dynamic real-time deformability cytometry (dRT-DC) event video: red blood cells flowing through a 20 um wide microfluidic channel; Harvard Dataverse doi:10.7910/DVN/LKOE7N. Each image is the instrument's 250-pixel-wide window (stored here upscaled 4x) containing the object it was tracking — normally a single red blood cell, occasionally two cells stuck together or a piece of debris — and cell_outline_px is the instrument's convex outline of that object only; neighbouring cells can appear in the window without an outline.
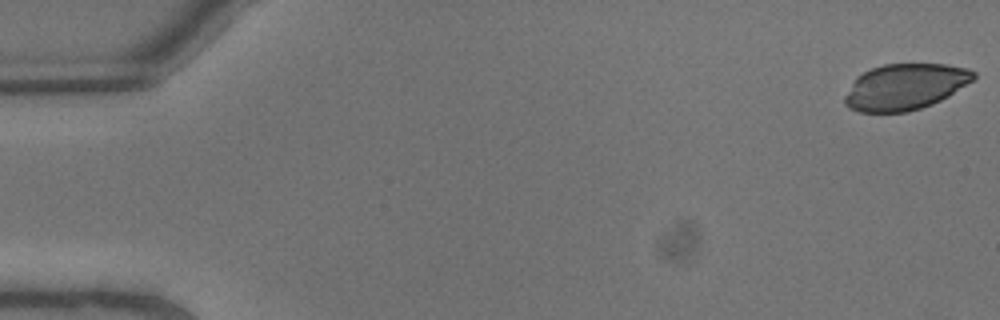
{"species": "common noctule bat (a hibernating species)", "species_latin": "Nyctalus noctula", "temperature_condition": "warm", "stored_images_in_passage": 7, "camera_frame_rate_fps": 3000, "um_per_image_px": 0.085, "animal": {"sex": "male", "body_mass_g": 13.3}, "frame": {"image": 1, "passage_image": 1, "time_ms": 0.0, "image_size_px": [1000, 320], "cell_outline_px": [[976, 76], [972, 80], [948, 96], [932, 104], [908, 112], [860, 112], [848, 108], [844, 104], [844, 96], [856, 76], [872, 68], [884, 64], [944, 64], [968, 68], [976, 72]], "centroid_in_image_um": [76.9, 7.38], "position_along_channel_um": 8.1, "area_um2": 34.51}}